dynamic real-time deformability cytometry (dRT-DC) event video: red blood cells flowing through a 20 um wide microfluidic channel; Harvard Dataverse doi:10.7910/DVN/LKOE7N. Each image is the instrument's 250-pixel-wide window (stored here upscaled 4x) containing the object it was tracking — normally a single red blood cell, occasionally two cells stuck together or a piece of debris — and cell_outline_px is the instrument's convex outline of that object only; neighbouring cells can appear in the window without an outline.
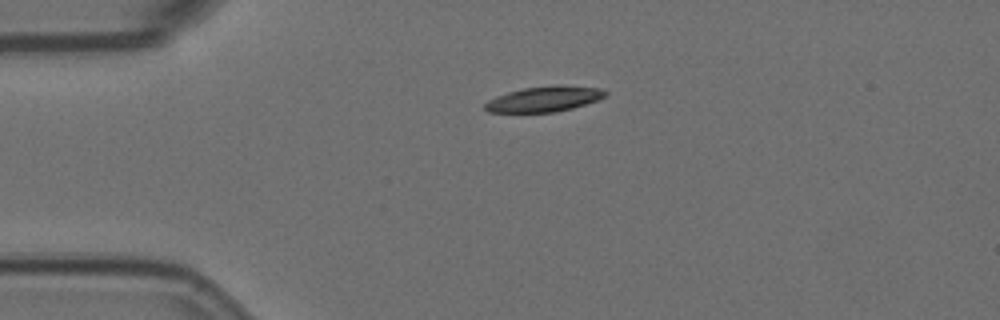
{"species": "Egyptian fruit bat (a non-hibernating species)", "species_latin": "Rousettus aegyptiacus", "temperature_condition": "room temperature", "stored_images_in_passage": 2, "camera_frame_rate_fps": 3000, "um_per_image_px": 0.085, "animal": {"sex": "female"}, "frame": {"image": 1, "passage_image": 1, "time_ms": 0.0, "image_size_px": [1000, 320], "cell_outline_px": [[608, 92], [604, 96], [596, 100], [572, 108], [556, 112], [488, 112], [484, 108], [484, 104], [488, 100], [496, 96], [508, 92], [524, 88], [600, 88]], "centroid_in_image_um": [46.14, 8.47], "position_along_channel_um": 38.9, "area_um2": 16.65}}